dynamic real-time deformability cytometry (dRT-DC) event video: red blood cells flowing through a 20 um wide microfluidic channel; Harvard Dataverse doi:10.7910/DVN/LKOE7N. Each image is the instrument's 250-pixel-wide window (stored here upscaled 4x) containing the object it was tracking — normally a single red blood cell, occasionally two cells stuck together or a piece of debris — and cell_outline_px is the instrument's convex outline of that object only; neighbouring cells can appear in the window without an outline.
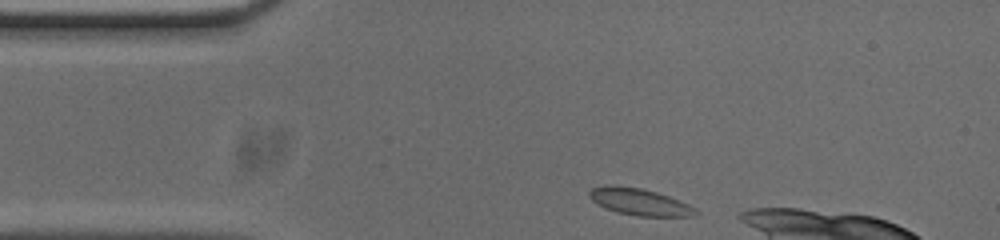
{"species": "common noctule bat (a hibernating species)", "species_latin": "Nyctalus noctula", "temperature_condition": "cold", "stored_images_in_passage": 46, "camera_frame_rate_fps": 3000, "um_per_image_px": 0.085, "animal": {"sex": "male", "body_mass_g": 20.0, "forearm_length_mm": 53.3}, "frame": {"image": 1, "passage_image": 1, "time_ms": 0.0, "image_size_px": [1000, 240], "cell_outline_px": [[700, 212], [696, 216], [636, 216], [616, 212], [604, 208], [596, 204], [588, 196], [588, 192], [592, 188], [608, 184], [640, 188], [656, 192], [668, 196], [688, 204], [696, 208]], "centroid_in_image_um": [54.34, 17.16], "position_along_channel_um": 30.7, "area_um2": 16.76}}
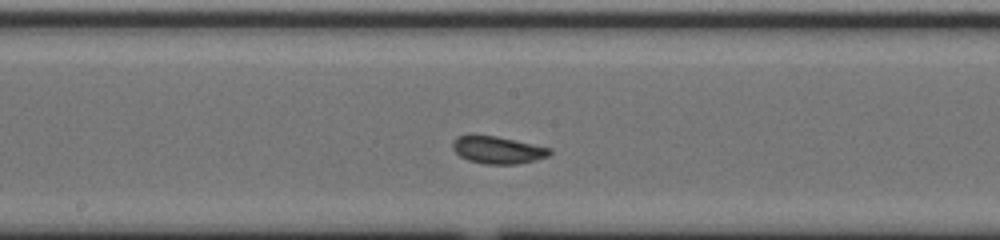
{"frame": {"image": 2, "passage_image": 18, "time_ms": 5.667, "image_size_px": [1000, 240], "cell_outline_px": [[552, 152], [548, 156], [536, 160], [516, 164], [484, 164], [468, 160], [460, 156], [452, 148], [452, 140], [456, 136], [496, 136], [552, 148]], "centroid_in_image_um": [42.32, 12.76], "position_along_channel_um": 205.9, "area_um2": 15.37}}
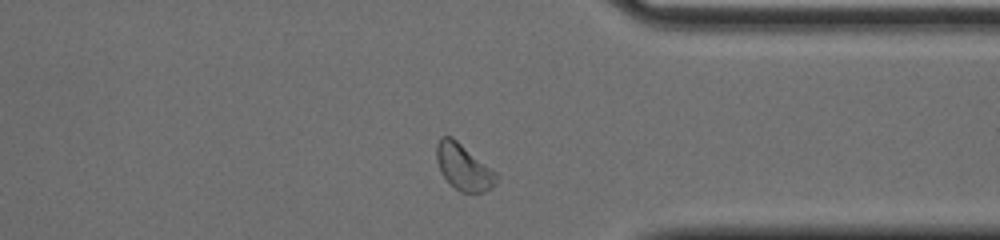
{"frame": {"image": 3, "passage_image": 32, "time_ms": 10.333, "image_size_px": [1000, 240], "cell_outline_px": [[496, 180], [492, 188], [484, 192], [460, 192], [444, 176], [436, 160], [436, 144], [440, 136], [452, 136], [496, 172]], "centroid_in_image_um": [39.39, 14.17], "position_along_channel_um": 372.0, "area_um2": 15.78}, "authors_computed_cell_mechanics": {"area_um2": 15.606, "velocity_mm_per_s": 3.7268, "shape_relaxation_time_tau1_ms": null, "shape_relaxation_time_tau2_ms": 3.436, "deformation_change_tau1": null, "deformation_change_tau2": 0.0578}}